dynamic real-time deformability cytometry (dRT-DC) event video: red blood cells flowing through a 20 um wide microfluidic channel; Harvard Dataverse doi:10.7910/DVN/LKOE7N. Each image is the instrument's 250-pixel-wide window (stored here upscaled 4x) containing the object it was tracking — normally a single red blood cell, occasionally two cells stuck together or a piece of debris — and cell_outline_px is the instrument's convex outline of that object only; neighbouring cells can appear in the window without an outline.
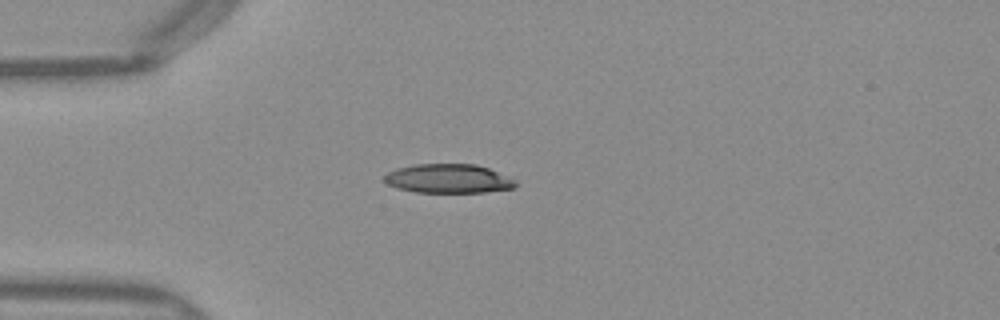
{"species": "Egyptian fruit bat (a non-hibernating species)", "species_latin": "Rousettus aegyptiacus", "temperature_condition": "warm", "stored_images_in_passage": 38, "camera_frame_rate_fps": 3000, "um_per_image_px": 0.085, "frame": {"image": 1, "passage_image": 1, "time_ms": 0.0, "image_size_px": [1000, 320], "cell_outline_px": [[520, 184], [516, 188], [484, 192], [416, 192], [396, 188], [388, 184], [384, 180], [384, 176], [388, 172], [396, 168], [416, 164], [476, 164], [488, 168], [516, 180]], "centroid_in_image_um": [38.14, 15.18], "position_along_channel_um": 46.9, "area_um2": 22.31}}
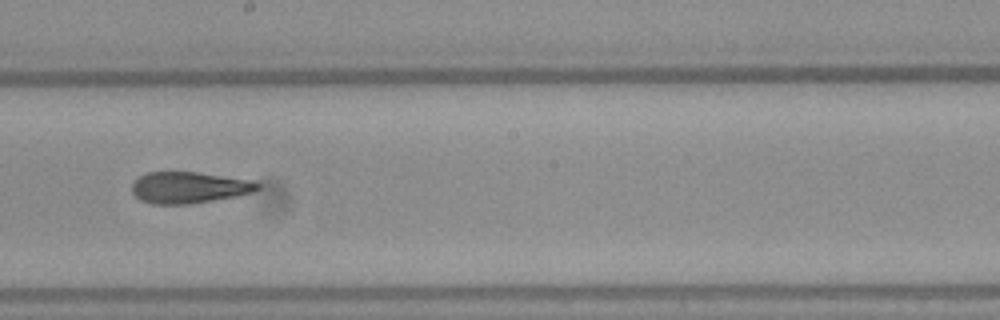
{"frame": {"image": 2, "passage_image": 16, "time_ms": 5.0, "image_size_px": [1000, 320], "cell_outline_px": [[260, 188], [252, 192], [236, 196], [188, 204], [152, 204], [140, 200], [132, 192], [132, 184], [140, 176], [148, 172], [196, 172], [248, 180], [260, 184]], "centroid_in_image_um": [16.02, 15.94], "position_along_channel_um": 232.2, "area_um2": 22.66}}
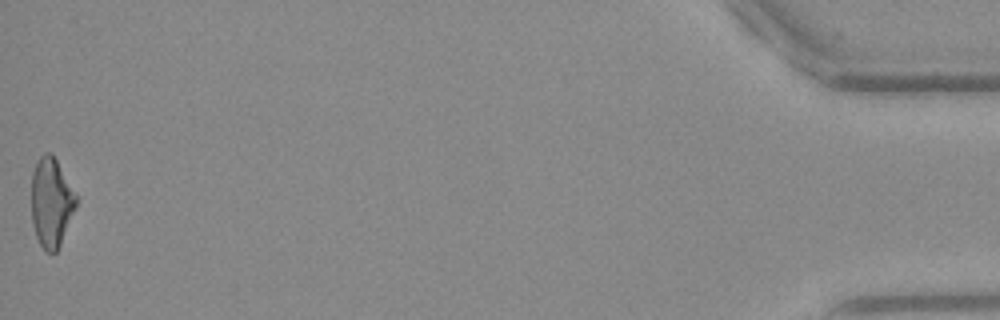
{"frame": {"image": 3, "passage_image": 38, "time_ms": 12.333, "image_size_px": [1000, 320], "cell_outline_px": [[76, 208], [60, 244], [56, 252], [44, 252], [36, 236], [32, 224], [32, 172], [40, 156], [44, 152], [52, 152], [76, 192]], "centroid_in_image_um": [4.36, 17.19], "position_along_channel_um": 430.8, "area_um2": 23.35}, "authors_computed_cell_mechanics": {"area_um2": 23.6691, "velocity_mm_per_s": 4.0251, "shape_relaxation_time_tau1_ms": null, "shape_relaxation_time_tau2_ms": 2.7797, "deformation_change_tau1": null, "deformation_change_tau2": 0.1184}}